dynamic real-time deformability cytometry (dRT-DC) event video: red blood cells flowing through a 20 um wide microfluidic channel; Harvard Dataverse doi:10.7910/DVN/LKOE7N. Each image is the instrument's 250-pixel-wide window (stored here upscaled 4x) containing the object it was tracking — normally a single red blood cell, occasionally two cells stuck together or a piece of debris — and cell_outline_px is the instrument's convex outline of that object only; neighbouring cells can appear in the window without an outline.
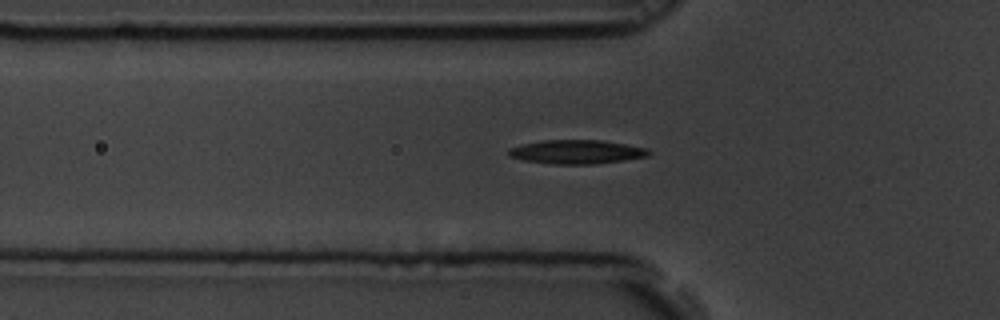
{"species": "common noctule bat (a hibernating species)", "species_latin": "Nyctalus noctula", "temperature_condition": "room temperature", "stored_images_in_passage": 44, "camera_frame_rate_fps": 3000, "um_per_image_px": 0.085, "animal": {"sex": "male", "body_mass_g": 19.5, "forearm_length_mm": 54.6}, "frame": {"image": 1, "passage_image": 6, "time_ms": 1.667, "image_size_px": [1000, 320], "cell_outline_px": [[652, 152], [648, 156], [624, 160], [596, 164], [556, 164], [524, 160], [508, 156], [508, 148], [520, 144], [544, 140], [604, 140], [648, 148]], "centroid_in_image_um": [49.03, 12.9], "position_along_channel_um": 76.8, "area_um2": 19.65}}
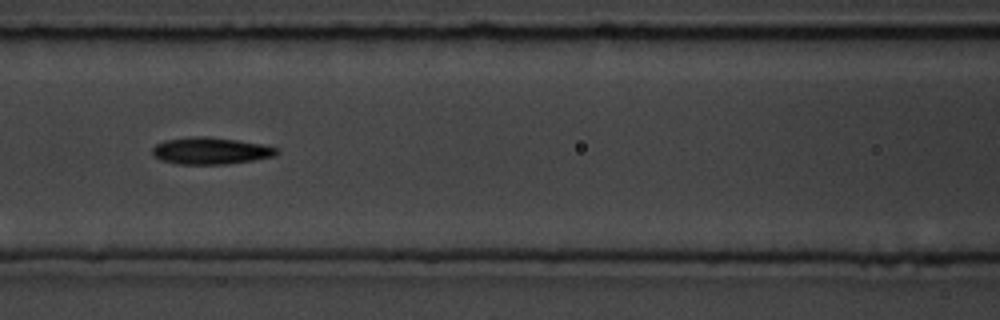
{"frame": {"image": 2, "passage_image": 12, "time_ms": 3.667, "image_size_px": [1000, 320], "cell_outline_px": [[280, 152], [276, 156], [228, 164], [176, 164], [160, 160], [152, 152], [152, 148], [156, 144], [164, 140], [192, 136], [208, 136], [236, 140], [260, 144], [280, 148]], "centroid_in_image_um": [17.92, 12.82], "position_along_channel_um": 148.7, "area_um2": 19.59}}
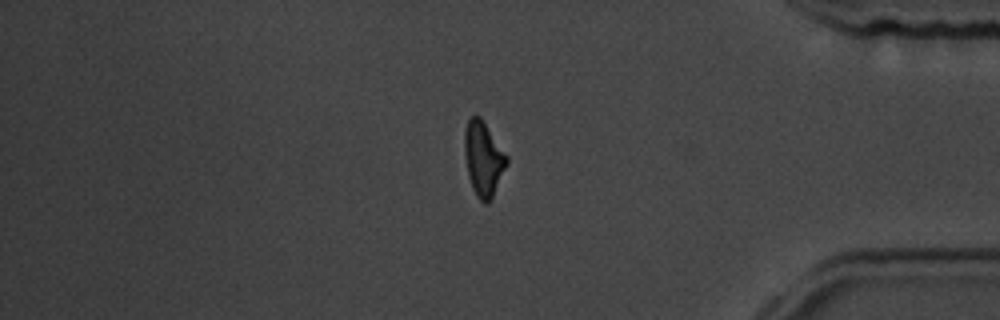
{"frame": {"image": 3, "passage_image": 35, "time_ms": 11.333, "image_size_px": [1000, 320], "cell_outline_px": [[508, 164], [492, 200], [488, 204], [484, 204], [476, 196], [472, 188], [468, 176], [464, 156], [464, 132], [468, 120], [472, 116], [480, 116], [508, 156]], "centroid_in_image_um": [41.09, 13.54], "position_along_channel_um": 394.1, "area_um2": 18.67}}